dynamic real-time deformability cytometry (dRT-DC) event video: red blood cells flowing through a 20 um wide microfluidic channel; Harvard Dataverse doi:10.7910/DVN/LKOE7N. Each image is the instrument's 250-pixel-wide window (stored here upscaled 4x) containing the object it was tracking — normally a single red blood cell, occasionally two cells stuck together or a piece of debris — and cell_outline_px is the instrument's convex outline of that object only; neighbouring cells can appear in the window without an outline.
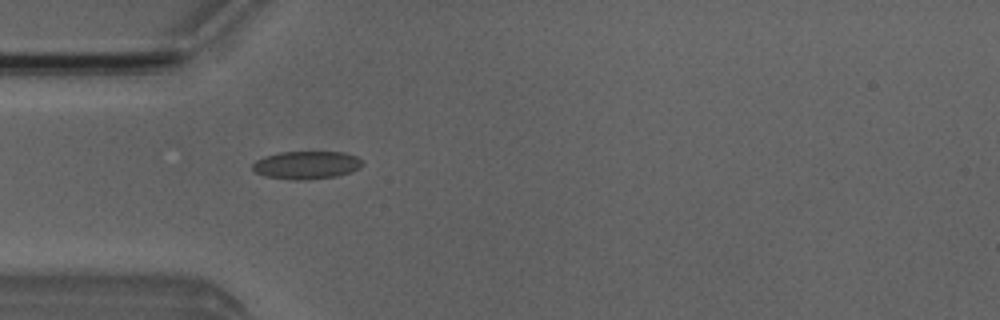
{"species": "Egyptian fruit bat (a non-hibernating species)", "species_latin": "Rousettus aegyptiacus", "temperature_condition": "room temperature", "stored_images_in_passage": 4, "camera_frame_rate_fps": 3000, "um_per_image_px": 0.085, "animal": {"sex": "male"}, "frame": {"image": 1, "passage_image": 4, "time_ms": 4.333, "image_size_px": [1000, 320], "cell_outline_px": [[364, 164], [360, 168], [352, 172], [336, 176], [300, 180], [264, 176], [256, 172], [252, 168], [252, 164], [256, 160], [264, 156], [280, 152], [344, 152], [356, 156], [364, 160]], "centroid_in_image_um": [26.09, 14.02], "position_along_channel_um": 58.9, "area_um2": 17.92}}